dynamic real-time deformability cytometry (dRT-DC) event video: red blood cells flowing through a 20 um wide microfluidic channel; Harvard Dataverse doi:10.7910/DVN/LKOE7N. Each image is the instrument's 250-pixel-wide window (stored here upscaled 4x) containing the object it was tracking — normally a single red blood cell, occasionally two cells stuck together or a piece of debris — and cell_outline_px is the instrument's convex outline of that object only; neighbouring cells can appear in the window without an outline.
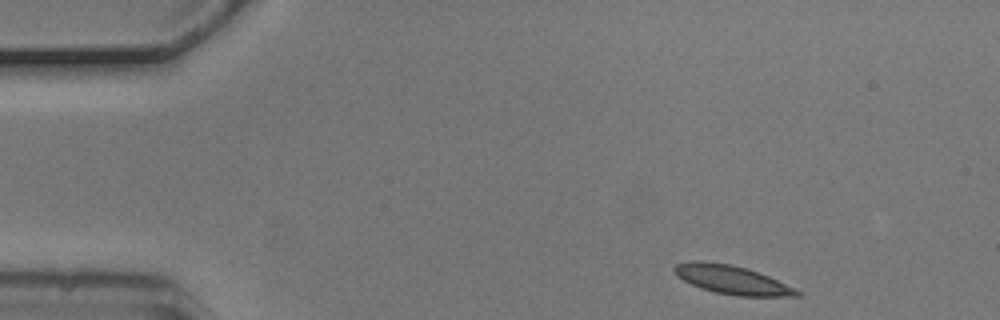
{"species": "common noctule bat (a hibernating species)", "species_latin": "Nyctalus noctula", "temperature_condition": "cold", "stored_images_in_passage": 3, "camera_frame_rate_fps": 3000, "um_per_image_px": 0.085, "animal": {"sex": "male", "body_mass_g": 20.5, "forearm_length_mm": 52.5}, "frame": {"image": 1, "passage_image": 1, "time_ms": 0.0, "image_size_px": [1000, 320], "cell_outline_px": [[800, 296], [736, 296], [716, 292], [700, 288], [676, 276], [672, 268], [676, 264], [692, 260], [700, 260], [732, 264], [748, 268], [768, 276], [800, 292]], "centroid_in_image_um": [62.13, 23.76], "position_along_channel_um": 22.9, "area_um2": 20.35}}